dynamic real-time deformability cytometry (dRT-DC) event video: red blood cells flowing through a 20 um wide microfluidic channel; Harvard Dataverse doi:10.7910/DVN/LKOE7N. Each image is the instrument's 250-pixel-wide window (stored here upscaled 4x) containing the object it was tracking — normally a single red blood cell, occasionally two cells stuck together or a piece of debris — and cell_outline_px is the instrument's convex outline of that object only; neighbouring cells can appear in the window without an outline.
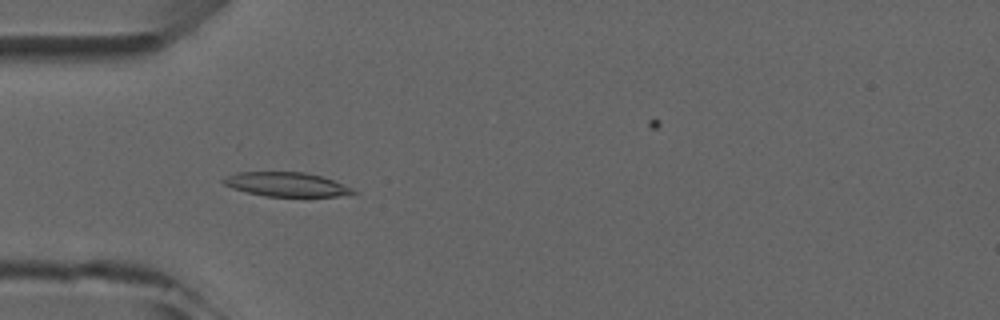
{"species": "common noctule bat (a hibernating species)", "species_latin": "Nyctalus noctula", "temperature_condition": "room temperature", "stored_images_in_passage": 6, "camera_frame_rate_fps": 3000, "um_per_image_px": 0.085, "animal": {"sex": "male", "forearm_length_mm": 52.5}, "frame": {"image": 1, "passage_image": 5, "time_ms": 4.333, "image_size_px": [1000, 320], "cell_outline_px": [[356, 192], [336, 196], [304, 200], [264, 196], [232, 188], [224, 184], [220, 180], [236, 172], [304, 172], [320, 176], [332, 180], [352, 188]], "centroid_in_image_um": [24.36, 15.73], "position_along_channel_um": 60.6, "area_um2": 18.96}}
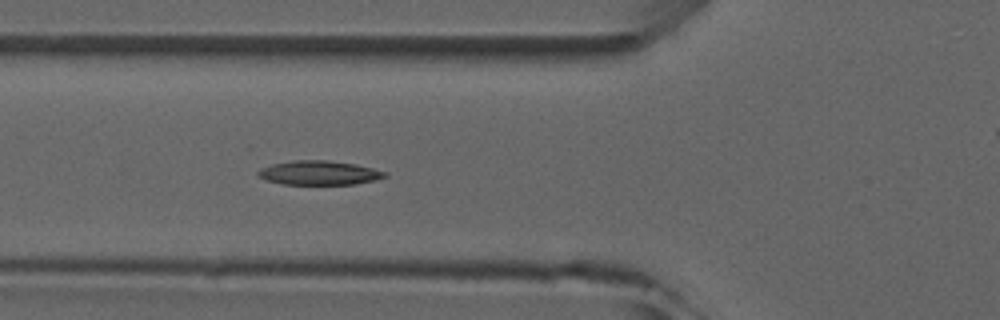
{"frame": {"image": 2, "passage_image": 6, "time_ms": 5.333, "image_size_px": [1000, 320], "cell_outline_px": [[388, 176], [376, 180], [356, 184], [284, 184], [268, 180], [260, 176], [256, 172], [260, 168], [272, 164], [292, 160], [328, 160], [356, 164], [388, 172]], "centroid_in_image_um": [27.17, 14.68], "position_along_channel_um": 98.6, "area_um2": 17.86}}